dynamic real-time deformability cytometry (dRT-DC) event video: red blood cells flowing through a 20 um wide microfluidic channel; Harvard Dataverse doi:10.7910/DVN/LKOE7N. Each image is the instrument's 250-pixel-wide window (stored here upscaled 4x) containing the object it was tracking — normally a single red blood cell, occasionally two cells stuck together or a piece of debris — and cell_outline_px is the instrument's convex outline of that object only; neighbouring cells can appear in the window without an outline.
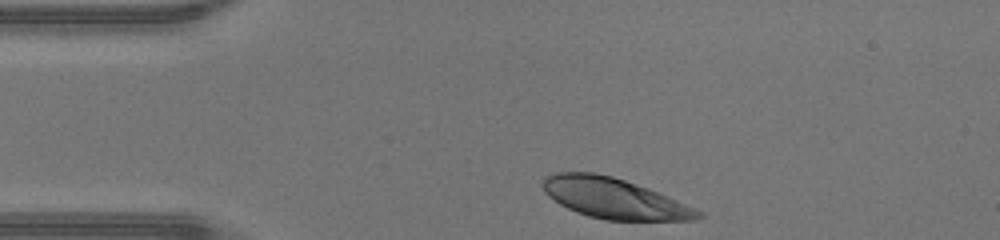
{"species": "human", "species_latin": "Homo sapiens", "temperature_condition": "warm", "stored_images_in_passage": 29, "camera_frame_rate_fps": 3000, "um_per_image_px": 0.085, "donor": {"sex": "male"}, "frame": {"image": 1, "passage_image": 1, "time_ms": 0.0, "image_size_px": [1000, 240], "cell_outline_px": [[704, 216], [696, 220], [604, 220], [588, 216], [576, 212], [560, 204], [548, 196], [544, 192], [540, 184], [540, 180], [544, 176], [556, 172], [596, 172], [612, 176], [648, 188], [704, 212]], "centroid_in_image_um": [52.15, 16.85], "position_along_channel_um": 32.9, "area_um2": 36.7}}
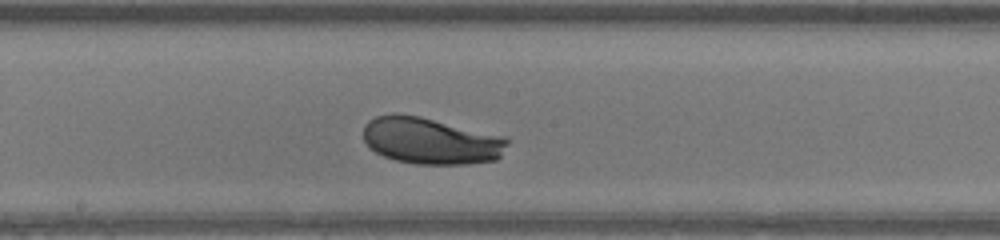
{"frame": {"image": 2, "passage_image": 16, "time_ms": 5.0, "image_size_px": [1000, 240], "cell_outline_px": [[508, 144], [500, 156], [496, 160], [468, 164], [416, 164], [396, 160], [384, 156], [376, 152], [364, 140], [364, 124], [368, 120], [376, 116], [392, 112], [396, 112], [420, 116], [508, 136]], "centroid_in_image_um": [36.64, 11.95], "position_along_channel_um": 211.6, "area_um2": 39.65}}
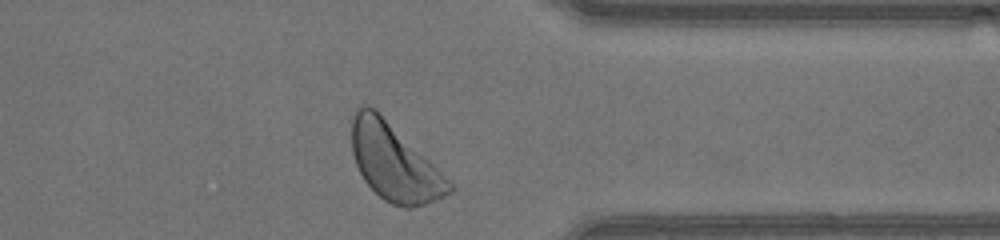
{"frame": {"image": 3, "passage_image": 28, "time_ms": 9.0, "image_size_px": [1000, 240], "cell_outline_px": [[456, 188], [452, 192], [444, 196], [424, 204], [412, 208], [404, 208], [392, 204], [384, 200], [364, 180], [356, 164], [352, 152], [352, 120], [356, 108], [360, 104], [368, 104], [376, 108]], "centroid_in_image_um": [33.47, 13.78], "position_along_channel_um": 377.9, "area_um2": 42.95}, "authors_computed_cell_mechanics": {"area_um2": 39.015, "velocity_mm_per_s": 4.3995, "shape_relaxation_time_tau1_ms": 1.4191, "shape_relaxation_time_tau2_ms": null, "deformation_change_tau1": 0.1286, "deformation_change_tau2": null}}